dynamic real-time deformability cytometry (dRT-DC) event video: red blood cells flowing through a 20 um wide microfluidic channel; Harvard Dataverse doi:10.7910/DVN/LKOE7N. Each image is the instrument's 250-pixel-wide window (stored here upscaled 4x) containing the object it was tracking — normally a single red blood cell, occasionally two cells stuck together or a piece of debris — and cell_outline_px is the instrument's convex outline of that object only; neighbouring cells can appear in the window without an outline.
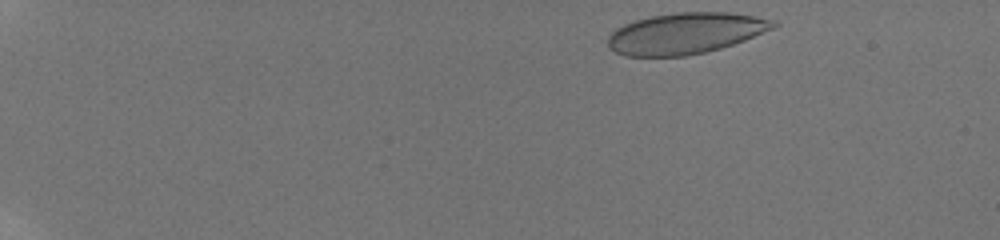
{"species": "human", "species_latin": "Homo sapiens", "temperature_condition": "room temperature", "stored_images_in_passage": 12, "camera_frame_rate_fps": 3000, "um_per_image_px": 0.085, "donor": {"sex": "male"}, "frame": {"image": 1, "passage_image": 1, "time_ms": 0.0, "image_size_px": [1000, 240], "cell_outline_px": [[780, 24], [776, 28], [744, 40], [720, 48], [704, 52], [684, 56], [624, 56], [608, 48], [608, 36], [616, 28], [624, 24], [636, 20], [652, 16], [676, 12], [728, 12], [776, 20]], "centroid_in_image_um": [58.28, 2.83], "position_along_channel_um": 26.7, "area_um2": 39.65}}
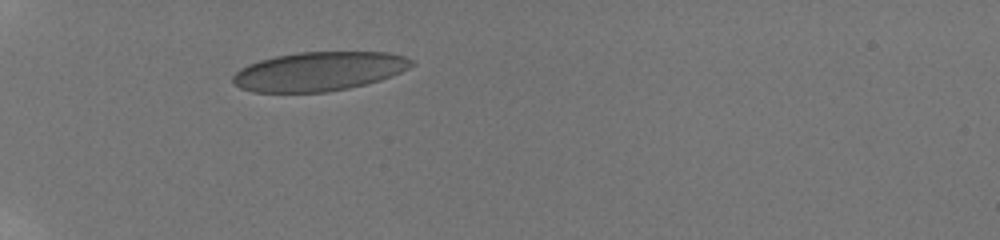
{"frame": {"image": 2, "passage_image": 8, "time_ms": 3.667, "image_size_px": [1000, 240], "cell_outline_px": [[416, 64], [392, 76], [380, 80], [348, 88], [328, 92], [252, 92], [240, 88], [232, 84], [232, 76], [240, 68], [248, 64], [260, 60], [276, 56], [296, 52], [388, 52], [404, 56], [412, 60]], "centroid_in_image_um": [27.09, 6.07], "position_along_channel_um": 57.9, "area_um2": 40.81}}
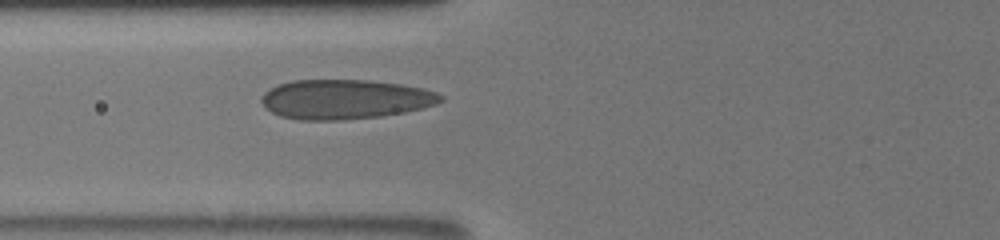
{"frame": {"image": 3, "passage_image": 12, "time_ms": 5.333, "image_size_px": [1000, 240], "cell_outline_px": [[444, 100], [436, 104], [424, 108], [404, 112], [380, 116], [340, 120], [300, 120], [280, 116], [264, 108], [260, 100], [264, 92], [276, 84], [292, 80], [368, 80], [400, 84], [424, 88], [436, 92], [444, 96]], "centroid_in_image_um": [29.31, 8.43], "position_along_channel_um": 96.5, "area_um2": 41.62}}